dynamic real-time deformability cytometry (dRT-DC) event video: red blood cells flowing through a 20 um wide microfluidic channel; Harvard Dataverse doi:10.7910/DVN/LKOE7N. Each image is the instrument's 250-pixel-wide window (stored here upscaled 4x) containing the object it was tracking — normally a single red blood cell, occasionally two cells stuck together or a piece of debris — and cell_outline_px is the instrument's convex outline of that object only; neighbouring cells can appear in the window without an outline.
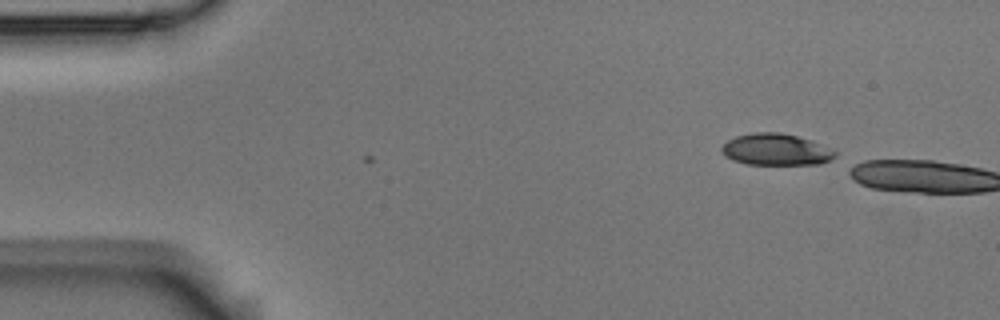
{"species": "Egyptian fruit bat (a non-hibernating species)", "species_latin": "Rousettus aegyptiacus", "temperature_condition": "room temperature", "stored_images_in_passage": 5, "camera_frame_rate_fps": 3000, "um_per_image_px": 0.085, "animal": {"sex": "male"}, "frame": {"image": 1, "passage_image": 1, "time_ms": 0.0, "image_size_px": [1000, 320], "cell_outline_px": [[836, 156], [832, 160], [820, 164], [748, 164], [732, 160], [724, 156], [720, 148], [728, 140], [736, 136], [756, 132], [780, 132], [796, 136], [808, 140], [836, 152]], "centroid_in_image_um": [65.91, 12.72], "position_along_channel_um": 19.1, "area_um2": 20.63}}
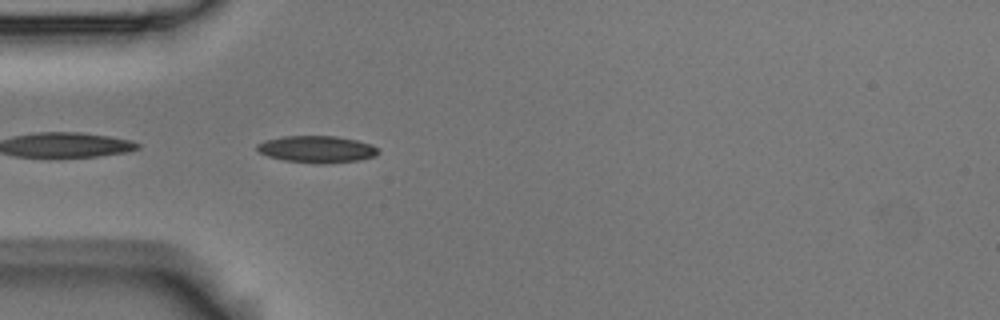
{"frame": {"image": 2, "passage_image": 5, "time_ms": 1.333, "image_size_px": [1000, 320], "cell_outline_px": [[380, 152], [376, 156], [356, 160], [324, 164], [320, 164], [284, 160], [268, 156], [260, 152], [256, 148], [256, 144], [264, 140], [280, 136], [336, 136], [356, 140], [372, 144]], "centroid_in_image_um": [26.91, 12.68], "position_along_channel_um": 58.1, "area_um2": 19.02}}